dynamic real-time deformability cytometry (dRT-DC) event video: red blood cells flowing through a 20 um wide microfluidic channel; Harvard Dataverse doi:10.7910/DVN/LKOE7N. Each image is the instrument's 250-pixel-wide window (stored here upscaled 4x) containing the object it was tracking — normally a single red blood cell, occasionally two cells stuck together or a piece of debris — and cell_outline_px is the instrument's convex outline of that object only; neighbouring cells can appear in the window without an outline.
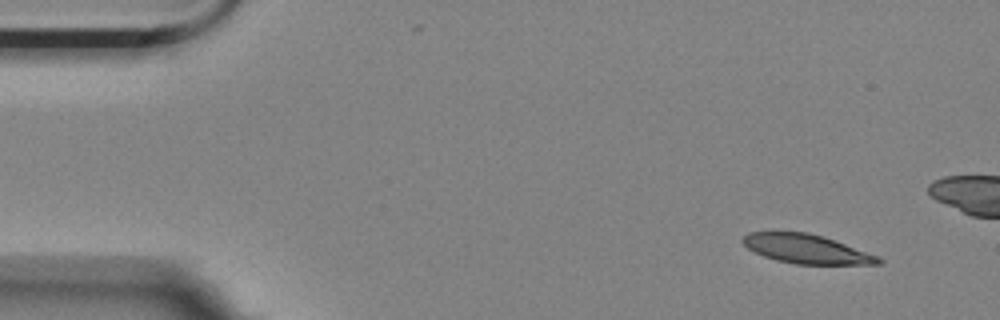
{"species": "Egyptian fruit bat (a non-hibernating species)", "species_latin": "Rousettus aegyptiacus", "temperature_condition": "room temperature", "stored_images_in_passage": 3, "camera_frame_rate_fps": 3000, "um_per_image_px": 0.085, "animal": {"sex": "female"}, "frame": {"image": 1, "passage_image": 1, "time_ms": 0.0, "image_size_px": [1000, 320], "cell_outline_px": [[884, 264], [796, 264], [776, 260], [764, 256], [748, 248], [740, 240], [748, 232], [808, 232], [824, 236], [880, 256], [884, 260]], "centroid_in_image_um": [68.6, 21.16], "position_along_channel_um": 16.4, "area_um2": 23.06}}